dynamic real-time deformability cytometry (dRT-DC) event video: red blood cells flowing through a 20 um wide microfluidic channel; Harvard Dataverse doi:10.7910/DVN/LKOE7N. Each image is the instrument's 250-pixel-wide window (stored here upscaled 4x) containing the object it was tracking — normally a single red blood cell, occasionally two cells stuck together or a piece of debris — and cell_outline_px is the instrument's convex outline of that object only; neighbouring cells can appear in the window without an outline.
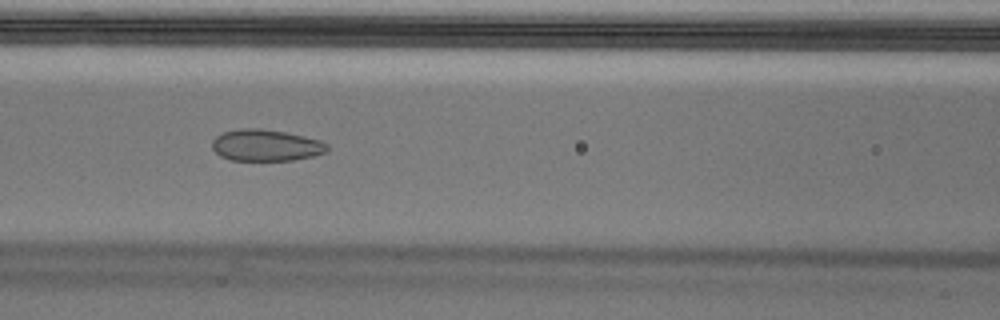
{"species": "Egyptian fruit bat (a non-hibernating species)", "species_latin": "Rousettus aegyptiacus", "temperature_condition": "cold", "stored_images_in_passage": 44, "camera_frame_rate_fps": 3000, "um_per_image_px": 0.085, "animal": {"sex": "male"}, "frame": {"image": 1, "passage_image": 19, "time_ms": 6.0, "image_size_px": [1000, 320], "cell_outline_px": [[328, 152], [312, 156], [292, 160], [232, 160], [220, 156], [212, 148], [212, 140], [216, 136], [224, 132], [240, 128], [264, 128], [304, 136], [320, 140], [328, 144]], "centroid_in_image_um": [22.61, 12.34], "position_along_channel_um": 144.0, "area_um2": 21.21}}
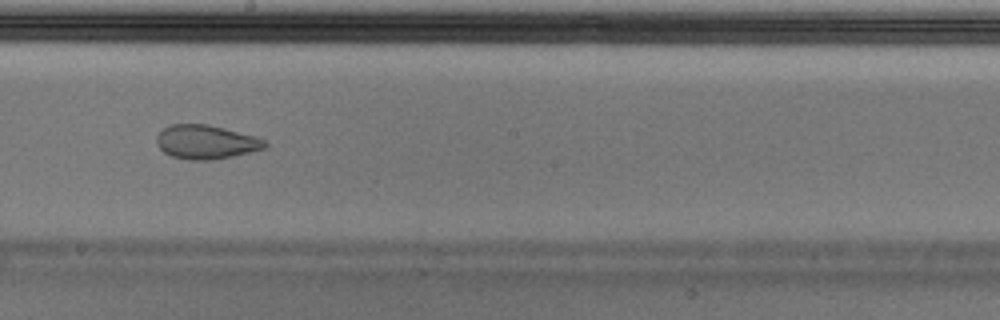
{"frame": {"image": 2, "passage_image": 26, "time_ms": 8.333, "image_size_px": [1000, 320], "cell_outline_px": [[268, 148], [232, 156], [212, 160], [188, 160], [172, 156], [164, 152], [156, 144], [156, 136], [168, 124], [208, 124], [256, 136], [264, 140], [268, 144]], "centroid_in_image_um": [17.52, 12.07], "position_along_channel_um": 230.7, "area_um2": 21.56}, "authors_computed_cell_mechanics": {"area_um2": 23.9003, "velocity_mm_per_s": 3.7215, "shape_relaxation_time_tau1_ms": null, "shape_relaxation_time_tau2_ms": 1.0537, "deformation_change_tau1": null, "deformation_change_tau2": 0.0492}}